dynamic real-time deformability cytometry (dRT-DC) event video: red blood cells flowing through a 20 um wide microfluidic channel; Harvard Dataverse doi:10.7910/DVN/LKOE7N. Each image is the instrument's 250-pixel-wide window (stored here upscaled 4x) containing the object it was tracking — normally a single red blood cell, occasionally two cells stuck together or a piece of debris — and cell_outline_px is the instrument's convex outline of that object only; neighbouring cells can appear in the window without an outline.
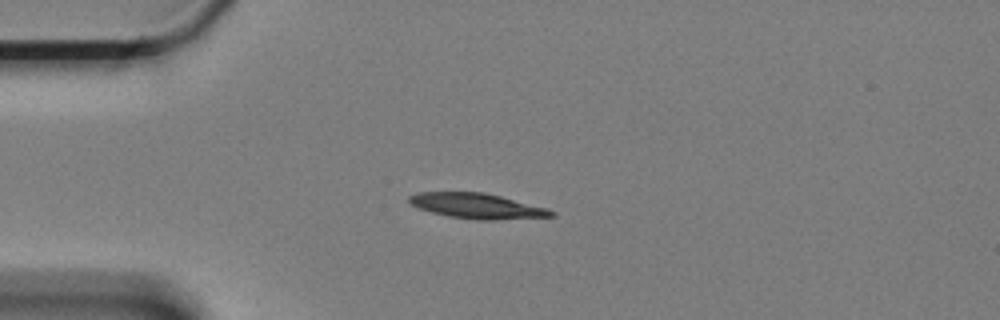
{"species": "Egyptian fruit bat (a non-hibernating species)", "species_latin": "Rousettus aegyptiacus", "temperature_condition": "cold", "stored_images_in_passage": 41, "camera_frame_rate_fps": 3000, "um_per_image_px": 0.085, "animal": {"sex": "female"}, "frame": {"image": 1, "passage_image": 1, "time_ms": 0.0, "image_size_px": [1000, 320], "cell_outline_px": [[556, 216], [496, 220], [476, 220], [448, 216], [432, 212], [408, 204], [408, 196], [416, 192], [484, 192], [548, 208], [556, 212]], "centroid_in_image_um": [40.54, 17.51], "position_along_channel_um": 44.5, "area_um2": 21.04}}
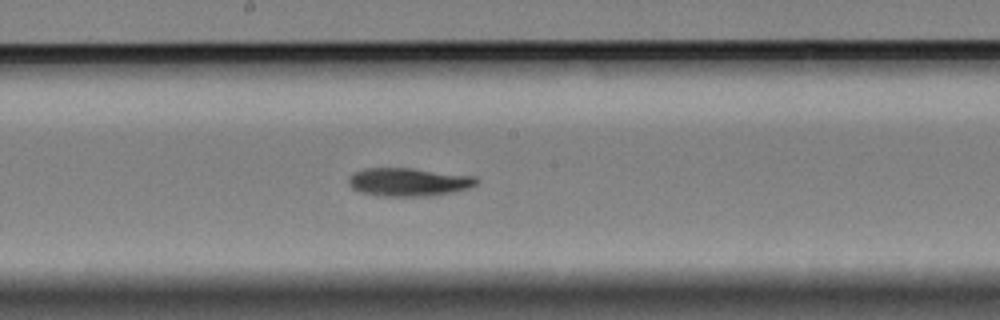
{"frame": {"image": 2, "passage_image": 18, "time_ms": 5.667, "image_size_px": [1000, 320], "cell_outline_px": [[480, 180], [476, 184], [468, 188], [452, 192], [432, 196], [380, 196], [360, 192], [352, 188], [348, 184], [348, 176], [352, 172], [364, 168], [412, 168], [476, 176]], "centroid_in_image_um": [34.71, 15.46], "position_along_channel_um": 213.5, "area_um2": 21.33}}
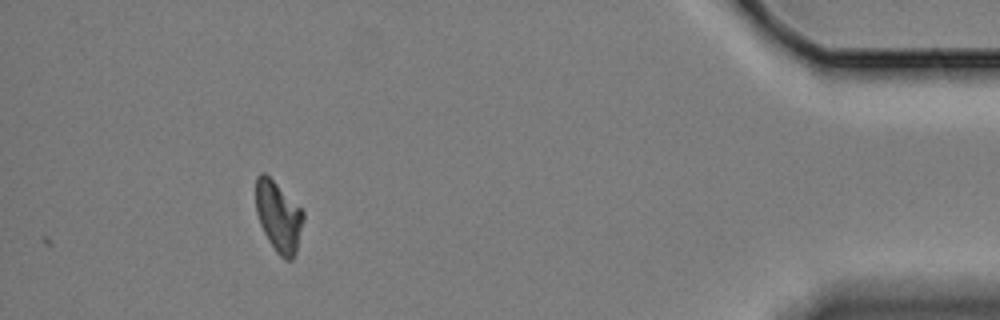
{"frame": {"image": 3, "passage_image": 41, "time_ms": 13.333, "image_size_px": [1000, 320], "cell_outline_px": [[304, 220], [296, 252], [292, 260], [284, 260], [276, 252], [268, 240], [260, 224], [256, 212], [256, 176], [260, 172], [264, 172], [304, 212]], "centroid_in_image_um": [23.67, 18.44], "position_along_channel_um": 411.5, "area_um2": 19.31}, "authors_computed_cell_mechanics": {"area_um2": 20.5768, "velocity_mm_per_s": 3.3179, "shape_relaxation_time_tau1_ms": 6.564, "shape_relaxation_time_tau2_ms": 9.981, "deformation_change_tau1": 0.1648, "deformation_change_tau2": 0.1673}}